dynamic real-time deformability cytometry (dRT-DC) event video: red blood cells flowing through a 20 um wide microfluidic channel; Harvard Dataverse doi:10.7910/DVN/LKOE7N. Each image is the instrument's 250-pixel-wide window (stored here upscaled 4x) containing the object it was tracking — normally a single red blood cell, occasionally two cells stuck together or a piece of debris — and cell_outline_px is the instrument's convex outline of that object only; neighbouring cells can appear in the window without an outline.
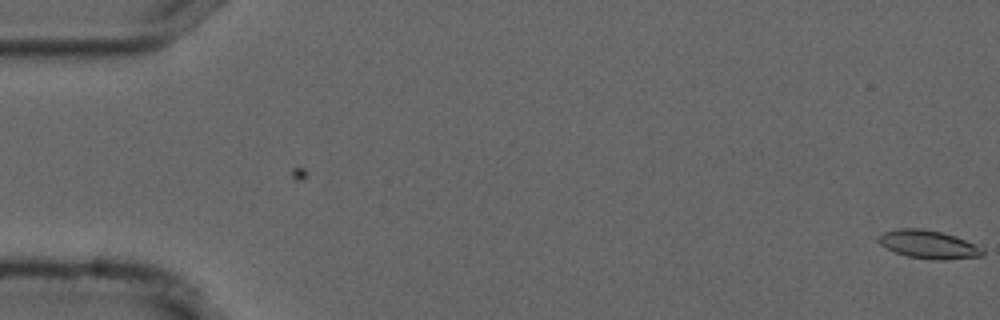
{"species": "common noctule bat (a hibernating species)", "species_latin": "Nyctalus noctula", "temperature_condition": "cold", "stored_images_in_passage": 7, "camera_frame_rate_fps": 3000, "um_per_image_px": 0.085, "animal": {"sex": "male", "forearm_length_mm": 52.5}, "frame": {"image": 1, "passage_image": 7, "time_ms": 2.0, "image_size_px": [1000, 320], "cell_outline_px": [[984, 256], [944, 260], [932, 260], [908, 256], [896, 252], [880, 244], [880, 236], [884, 232], [900, 228], [920, 228], [940, 232], [956, 236], [976, 244], [984, 248]], "centroid_in_image_um": [79.01, 20.79], "position_along_channel_um": 6.0, "area_um2": 17.05}}